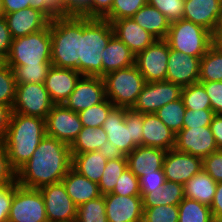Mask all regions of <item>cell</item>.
<instances>
[{
    "label": "cell",
    "mask_w": 222,
    "mask_h": 222,
    "mask_svg": "<svg viewBox=\"0 0 222 222\" xmlns=\"http://www.w3.org/2000/svg\"><path fill=\"white\" fill-rule=\"evenodd\" d=\"M71 164L70 145L46 135L32 157L17 170V183L35 189L59 183Z\"/></svg>",
    "instance_id": "obj_1"
},
{
    "label": "cell",
    "mask_w": 222,
    "mask_h": 222,
    "mask_svg": "<svg viewBox=\"0 0 222 222\" xmlns=\"http://www.w3.org/2000/svg\"><path fill=\"white\" fill-rule=\"evenodd\" d=\"M45 136V119L13 112L3 144L16 171L32 157Z\"/></svg>",
    "instance_id": "obj_2"
},
{
    "label": "cell",
    "mask_w": 222,
    "mask_h": 222,
    "mask_svg": "<svg viewBox=\"0 0 222 222\" xmlns=\"http://www.w3.org/2000/svg\"><path fill=\"white\" fill-rule=\"evenodd\" d=\"M52 40L51 63L59 68L75 69L81 74V38L83 16L54 18L49 24Z\"/></svg>",
    "instance_id": "obj_3"
},
{
    "label": "cell",
    "mask_w": 222,
    "mask_h": 222,
    "mask_svg": "<svg viewBox=\"0 0 222 222\" xmlns=\"http://www.w3.org/2000/svg\"><path fill=\"white\" fill-rule=\"evenodd\" d=\"M114 36L111 22L83 16L81 38V75L102 77L103 50Z\"/></svg>",
    "instance_id": "obj_4"
},
{
    "label": "cell",
    "mask_w": 222,
    "mask_h": 222,
    "mask_svg": "<svg viewBox=\"0 0 222 222\" xmlns=\"http://www.w3.org/2000/svg\"><path fill=\"white\" fill-rule=\"evenodd\" d=\"M51 48L48 25L38 32L13 39L5 63L8 66L52 65Z\"/></svg>",
    "instance_id": "obj_5"
},
{
    "label": "cell",
    "mask_w": 222,
    "mask_h": 222,
    "mask_svg": "<svg viewBox=\"0 0 222 222\" xmlns=\"http://www.w3.org/2000/svg\"><path fill=\"white\" fill-rule=\"evenodd\" d=\"M165 40L172 50L201 59L214 43V35L201 25L181 19L170 23Z\"/></svg>",
    "instance_id": "obj_6"
},
{
    "label": "cell",
    "mask_w": 222,
    "mask_h": 222,
    "mask_svg": "<svg viewBox=\"0 0 222 222\" xmlns=\"http://www.w3.org/2000/svg\"><path fill=\"white\" fill-rule=\"evenodd\" d=\"M106 97L115 107L132 109L146 81L137 66L119 69L102 77Z\"/></svg>",
    "instance_id": "obj_7"
},
{
    "label": "cell",
    "mask_w": 222,
    "mask_h": 222,
    "mask_svg": "<svg viewBox=\"0 0 222 222\" xmlns=\"http://www.w3.org/2000/svg\"><path fill=\"white\" fill-rule=\"evenodd\" d=\"M8 222H48L39 189L23 187L15 182Z\"/></svg>",
    "instance_id": "obj_8"
},
{
    "label": "cell",
    "mask_w": 222,
    "mask_h": 222,
    "mask_svg": "<svg viewBox=\"0 0 222 222\" xmlns=\"http://www.w3.org/2000/svg\"><path fill=\"white\" fill-rule=\"evenodd\" d=\"M53 105L44 83L17 84L13 112L46 119Z\"/></svg>",
    "instance_id": "obj_9"
},
{
    "label": "cell",
    "mask_w": 222,
    "mask_h": 222,
    "mask_svg": "<svg viewBox=\"0 0 222 222\" xmlns=\"http://www.w3.org/2000/svg\"><path fill=\"white\" fill-rule=\"evenodd\" d=\"M170 48L165 39H157L135 57V65L146 82L165 81Z\"/></svg>",
    "instance_id": "obj_10"
},
{
    "label": "cell",
    "mask_w": 222,
    "mask_h": 222,
    "mask_svg": "<svg viewBox=\"0 0 222 222\" xmlns=\"http://www.w3.org/2000/svg\"><path fill=\"white\" fill-rule=\"evenodd\" d=\"M182 87L169 81L146 82L132 110L155 113L162 106L181 98Z\"/></svg>",
    "instance_id": "obj_11"
},
{
    "label": "cell",
    "mask_w": 222,
    "mask_h": 222,
    "mask_svg": "<svg viewBox=\"0 0 222 222\" xmlns=\"http://www.w3.org/2000/svg\"><path fill=\"white\" fill-rule=\"evenodd\" d=\"M46 135L71 145L82 130L77 112L63 104H54L45 119Z\"/></svg>",
    "instance_id": "obj_12"
},
{
    "label": "cell",
    "mask_w": 222,
    "mask_h": 222,
    "mask_svg": "<svg viewBox=\"0 0 222 222\" xmlns=\"http://www.w3.org/2000/svg\"><path fill=\"white\" fill-rule=\"evenodd\" d=\"M43 195L48 222H75L77 206L69 197L62 182L39 189Z\"/></svg>",
    "instance_id": "obj_13"
},
{
    "label": "cell",
    "mask_w": 222,
    "mask_h": 222,
    "mask_svg": "<svg viewBox=\"0 0 222 222\" xmlns=\"http://www.w3.org/2000/svg\"><path fill=\"white\" fill-rule=\"evenodd\" d=\"M105 84L99 76H81L73 92L63 105L74 112H81L106 99Z\"/></svg>",
    "instance_id": "obj_14"
},
{
    "label": "cell",
    "mask_w": 222,
    "mask_h": 222,
    "mask_svg": "<svg viewBox=\"0 0 222 222\" xmlns=\"http://www.w3.org/2000/svg\"><path fill=\"white\" fill-rule=\"evenodd\" d=\"M108 141L127 156L137 145L132 140L131 109L114 107L103 122Z\"/></svg>",
    "instance_id": "obj_15"
},
{
    "label": "cell",
    "mask_w": 222,
    "mask_h": 222,
    "mask_svg": "<svg viewBox=\"0 0 222 222\" xmlns=\"http://www.w3.org/2000/svg\"><path fill=\"white\" fill-rule=\"evenodd\" d=\"M174 149L201 159L218 151L210 126L182 128L176 134Z\"/></svg>",
    "instance_id": "obj_16"
},
{
    "label": "cell",
    "mask_w": 222,
    "mask_h": 222,
    "mask_svg": "<svg viewBox=\"0 0 222 222\" xmlns=\"http://www.w3.org/2000/svg\"><path fill=\"white\" fill-rule=\"evenodd\" d=\"M162 168L167 181L183 185L203 169L200 157L176 149L166 151Z\"/></svg>",
    "instance_id": "obj_17"
},
{
    "label": "cell",
    "mask_w": 222,
    "mask_h": 222,
    "mask_svg": "<svg viewBox=\"0 0 222 222\" xmlns=\"http://www.w3.org/2000/svg\"><path fill=\"white\" fill-rule=\"evenodd\" d=\"M108 222H142L143 203L140 195L122 196L113 193L104 195Z\"/></svg>",
    "instance_id": "obj_18"
},
{
    "label": "cell",
    "mask_w": 222,
    "mask_h": 222,
    "mask_svg": "<svg viewBox=\"0 0 222 222\" xmlns=\"http://www.w3.org/2000/svg\"><path fill=\"white\" fill-rule=\"evenodd\" d=\"M200 58L172 50L170 48L166 81L173 82L179 86L199 82Z\"/></svg>",
    "instance_id": "obj_19"
},
{
    "label": "cell",
    "mask_w": 222,
    "mask_h": 222,
    "mask_svg": "<svg viewBox=\"0 0 222 222\" xmlns=\"http://www.w3.org/2000/svg\"><path fill=\"white\" fill-rule=\"evenodd\" d=\"M222 17V0H185L183 19L201 25L213 35Z\"/></svg>",
    "instance_id": "obj_20"
},
{
    "label": "cell",
    "mask_w": 222,
    "mask_h": 222,
    "mask_svg": "<svg viewBox=\"0 0 222 222\" xmlns=\"http://www.w3.org/2000/svg\"><path fill=\"white\" fill-rule=\"evenodd\" d=\"M4 17L12 39L45 29L51 21L43 12L31 7L5 14Z\"/></svg>",
    "instance_id": "obj_21"
},
{
    "label": "cell",
    "mask_w": 222,
    "mask_h": 222,
    "mask_svg": "<svg viewBox=\"0 0 222 222\" xmlns=\"http://www.w3.org/2000/svg\"><path fill=\"white\" fill-rule=\"evenodd\" d=\"M82 75L75 69L51 66L44 85L54 104H63L73 92L77 81Z\"/></svg>",
    "instance_id": "obj_22"
},
{
    "label": "cell",
    "mask_w": 222,
    "mask_h": 222,
    "mask_svg": "<svg viewBox=\"0 0 222 222\" xmlns=\"http://www.w3.org/2000/svg\"><path fill=\"white\" fill-rule=\"evenodd\" d=\"M111 24L114 35L121 40L135 56L157 40L131 18L118 19L112 21Z\"/></svg>",
    "instance_id": "obj_23"
},
{
    "label": "cell",
    "mask_w": 222,
    "mask_h": 222,
    "mask_svg": "<svg viewBox=\"0 0 222 222\" xmlns=\"http://www.w3.org/2000/svg\"><path fill=\"white\" fill-rule=\"evenodd\" d=\"M176 134L155 113L143 114L142 146L168 151L175 147Z\"/></svg>",
    "instance_id": "obj_24"
},
{
    "label": "cell",
    "mask_w": 222,
    "mask_h": 222,
    "mask_svg": "<svg viewBox=\"0 0 222 222\" xmlns=\"http://www.w3.org/2000/svg\"><path fill=\"white\" fill-rule=\"evenodd\" d=\"M166 151L150 146H137L127 158L128 169L139 179L145 174L155 173L163 167Z\"/></svg>",
    "instance_id": "obj_25"
},
{
    "label": "cell",
    "mask_w": 222,
    "mask_h": 222,
    "mask_svg": "<svg viewBox=\"0 0 222 222\" xmlns=\"http://www.w3.org/2000/svg\"><path fill=\"white\" fill-rule=\"evenodd\" d=\"M61 182L77 207L102 196L97 183L79 174L72 167Z\"/></svg>",
    "instance_id": "obj_26"
},
{
    "label": "cell",
    "mask_w": 222,
    "mask_h": 222,
    "mask_svg": "<svg viewBox=\"0 0 222 222\" xmlns=\"http://www.w3.org/2000/svg\"><path fill=\"white\" fill-rule=\"evenodd\" d=\"M101 56L102 77L110 72L133 66L136 57L115 35L110 39Z\"/></svg>",
    "instance_id": "obj_27"
},
{
    "label": "cell",
    "mask_w": 222,
    "mask_h": 222,
    "mask_svg": "<svg viewBox=\"0 0 222 222\" xmlns=\"http://www.w3.org/2000/svg\"><path fill=\"white\" fill-rule=\"evenodd\" d=\"M131 19L156 39H165L170 28V21L166 16L148 3Z\"/></svg>",
    "instance_id": "obj_28"
},
{
    "label": "cell",
    "mask_w": 222,
    "mask_h": 222,
    "mask_svg": "<svg viewBox=\"0 0 222 222\" xmlns=\"http://www.w3.org/2000/svg\"><path fill=\"white\" fill-rule=\"evenodd\" d=\"M216 187L217 182L202 169L183 185L184 197L210 207L215 196Z\"/></svg>",
    "instance_id": "obj_29"
},
{
    "label": "cell",
    "mask_w": 222,
    "mask_h": 222,
    "mask_svg": "<svg viewBox=\"0 0 222 222\" xmlns=\"http://www.w3.org/2000/svg\"><path fill=\"white\" fill-rule=\"evenodd\" d=\"M71 156V167L79 174L98 184L108 160L98 151L71 154Z\"/></svg>",
    "instance_id": "obj_30"
},
{
    "label": "cell",
    "mask_w": 222,
    "mask_h": 222,
    "mask_svg": "<svg viewBox=\"0 0 222 222\" xmlns=\"http://www.w3.org/2000/svg\"><path fill=\"white\" fill-rule=\"evenodd\" d=\"M183 199V184L166 181L160 189L150 190V193L142 198V203L143 208H150L160 205H179Z\"/></svg>",
    "instance_id": "obj_31"
},
{
    "label": "cell",
    "mask_w": 222,
    "mask_h": 222,
    "mask_svg": "<svg viewBox=\"0 0 222 222\" xmlns=\"http://www.w3.org/2000/svg\"><path fill=\"white\" fill-rule=\"evenodd\" d=\"M106 141H108L107 133L102 127H82V130L70 145V152L71 154H80L97 151Z\"/></svg>",
    "instance_id": "obj_32"
},
{
    "label": "cell",
    "mask_w": 222,
    "mask_h": 222,
    "mask_svg": "<svg viewBox=\"0 0 222 222\" xmlns=\"http://www.w3.org/2000/svg\"><path fill=\"white\" fill-rule=\"evenodd\" d=\"M222 81V50L214 43L200 59L199 82Z\"/></svg>",
    "instance_id": "obj_33"
},
{
    "label": "cell",
    "mask_w": 222,
    "mask_h": 222,
    "mask_svg": "<svg viewBox=\"0 0 222 222\" xmlns=\"http://www.w3.org/2000/svg\"><path fill=\"white\" fill-rule=\"evenodd\" d=\"M178 208V222H216L212 216L211 208L196 200L184 197Z\"/></svg>",
    "instance_id": "obj_34"
},
{
    "label": "cell",
    "mask_w": 222,
    "mask_h": 222,
    "mask_svg": "<svg viewBox=\"0 0 222 222\" xmlns=\"http://www.w3.org/2000/svg\"><path fill=\"white\" fill-rule=\"evenodd\" d=\"M186 112L182 98L169 102L158 109L155 114L175 134L183 128V118Z\"/></svg>",
    "instance_id": "obj_35"
},
{
    "label": "cell",
    "mask_w": 222,
    "mask_h": 222,
    "mask_svg": "<svg viewBox=\"0 0 222 222\" xmlns=\"http://www.w3.org/2000/svg\"><path fill=\"white\" fill-rule=\"evenodd\" d=\"M128 168L127 158L108 160L98 183L102 195L111 193L119 176Z\"/></svg>",
    "instance_id": "obj_36"
},
{
    "label": "cell",
    "mask_w": 222,
    "mask_h": 222,
    "mask_svg": "<svg viewBox=\"0 0 222 222\" xmlns=\"http://www.w3.org/2000/svg\"><path fill=\"white\" fill-rule=\"evenodd\" d=\"M181 98L186 109H211L209 96L200 82L183 87Z\"/></svg>",
    "instance_id": "obj_37"
},
{
    "label": "cell",
    "mask_w": 222,
    "mask_h": 222,
    "mask_svg": "<svg viewBox=\"0 0 222 222\" xmlns=\"http://www.w3.org/2000/svg\"><path fill=\"white\" fill-rule=\"evenodd\" d=\"M114 107L113 103L106 98L103 102L79 112L78 115L82 126L92 128L102 127L103 122Z\"/></svg>",
    "instance_id": "obj_38"
},
{
    "label": "cell",
    "mask_w": 222,
    "mask_h": 222,
    "mask_svg": "<svg viewBox=\"0 0 222 222\" xmlns=\"http://www.w3.org/2000/svg\"><path fill=\"white\" fill-rule=\"evenodd\" d=\"M75 222H108L104 195L78 206Z\"/></svg>",
    "instance_id": "obj_39"
},
{
    "label": "cell",
    "mask_w": 222,
    "mask_h": 222,
    "mask_svg": "<svg viewBox=\"0 0 222 222\" xmlns=\"http://www.w3.org/2000/svg\"><path fill=\"white\" fill-rule=\"evenodd\" d=\"M52 65L10 66L13 69L17 84L44 83Z\"/></svg>",
    "instance_id": "obj_40"
},
{
    "label": "cell",
    "mask_w": 222,
    "mask_h": 222,
    "mask_svg": "<svg viewBox=\"0 0 222 222\" xmlns=\"http://www.w3.org/2000/svg\"><path fill=\"white\" fill-rule=\"evenodd\" d=\"M17 83L13 69L6 63L0 66V105L13 107Z\"/></svg>",
    "instance_id": "obj_41"
},
{
    "label": "cell",
    "mask_w": 222,
    "mask_h": 222,
    "mask_svg": "<svg viewBox=\"0 0 222 222\" xmlns=\"http://www.w3.org/2000/svg\"><path fill=\"white\" fill-rule=\"evenodd\" d=\"M148 0H114L111 11L103 18L109 22L132 18Z\"/></svg>",
    "instance_id": "obj_42"
},
{
    "label": "cell",
    "mask_w": 222,
    "mask_h": 222,
    "mask_svg": "<svg viewBox=\"0 0 222 222\" xmlns=\"http://www.w3.org/2000/svg\"><path fill=\"white\" fill-rule=\"evenodd\" d=\"M178 205H160L156 207L143 208L142 222H178Z\"/></svg>",
    "instance_id": "obj_43"
},
{
    "label": "cell",
    "mask_w": 222,
    "mask_h": 222,
    "mask_svg": "<svg viewBox=\"0 0 222 222\" xmlns=\"http://www.w3.org/2000/svg\"><path fill=\"white\" fill-rule=\"evenodd\" d=\"M30 7L43 12L50 20L71 16L64 0H31Z\"/></svg>",
    "instance_id": "obj_44"
},
{
    "label": "cell",
    "mask_w": 222,
    "mask_h": 222,
    "mask_svg": "<svg viewBox=\"0 0 222 222\" xmlns=\"http://www.w3.org/2000/svg\"><path fill=\"white\" fill-rule=\"evenodd\" d=\"M147 3L157 8L170 23L183 19L185 0H148Z\"/></svg>",
    "instance_id": "obj_45"
},
{
    "label": "cell",
    "mask_w": 222,
    "mask_h": 222,
    "mask_svg": "<svg viewBox=\"0 0 222 222\" xmlns=\"http://www.w3.org/2000/svg\"><path fill=\"white\" fill-rule=\"evenodd\" d=\"M111 193L122 196L140 195L139 179L127 168L121 176H119Z\"/></svg>",
    "instance_id": "obj_46"
},
{
    "label": "cell",
    "mask_w": 222,
    "mask_h": 222,
    "mask_svg": "<svg viewBox=\"0 0 222 222\" xmlns=\"http://www.w3.org/2000/svg\"><path fill=\"white\" fill-rule=\"evenodd\" d=\"M214 116L212 109L191 110L186 109L183 118V128L210 126Z\"/></svg>",
    "instance_id": "obj_47"
},
{
    "label": "cell",
    "mask_w": 222,
    "mask_h": 222,
    "mask_svg": "<svg viewBox=\"0 0 222 222\" xmlns=\"http://www.w3.org/2000/svg\"><path fill=\"white\" fill-rule=\"evenodd\" d=\"M163 168L155 173L145 174L139 178L140 196L143 198L150 190L160 189L166 183Z\"/></svg>",
    "instance_id": "obj_48"
},
{
    "label": "cell",
    "mask_w": 222,
    "mask_h": 222,
    "mask_svg": "<svg viewBox=\"0 0 222 222\" xmlns=\"http://www.w3.org/2000/svg\"><path fill=\"white\" fill-rule=\"evenodd\" d=\"M202 167L214 181L222 182V150L213 152L203 158Z\"/></svg>",
    "instance_id": "obj_49"
},
{
    "label": "cell",
    "mask_w": 222,
    "mask_h": 222,
    "mask_svg": "<svg viewBox=\"0 0 222 222\" xmlns=\"http://www.w3.org/2000/svg\"><path fill=\"white\" fill-rule=\"evenodd\" d=\"M17 181V171L11 166L3 142H0V186Z\"/></svg>",
    "instance_id": "obj_50"
},
{
    "label": "cell",
    "mask_w": 222,
    "mask_h": 222,
    "mask_svg": "<svg viewBox=\"0 0 222 222\" xmlns=\"http://www.w3.org/2000/svg\"><path fill=\"white\" fill-rule=\"evenodd\" d=\"M209 96L214 114H222V81L200 82Z\"/></svg>",
    "instance_id": "obj_51"
},
{
    "label": "cell",
    "mask_w": 222,
    "mask_h": 222,
    "mask_svg": "<svg viewBox=\"0 0 222 222\" xmlns=\"http://www.w3.org/2000/svg\"><path fill=\"white\" fill-rule=\"evenodd\" d=\"M15 183L0 186V222H8Z\"/></svg>",
    "instance_id": "obj_52"
},
{
    "label": "cell",
    "mask_w": 222,
    "mask_h": 222,
    "mask_svg": "<svg viewBox=\"0 0 222 222\" xmlns=\"http://www.w3.org/2000/svg\"><path fill=\"white\" fill-rule=\"evenodd\" d=\"M113 2L114 0H91L89 7L81 16L103 19L111 11Z\"/></svg>",
    "instance_id": "obj_53"
},
{
    "label": "cell",
    "mask_w": 222,
    "mask_h": 222,
    "mask_svg": "<svg viewBox=\"0 0 222 222\" xmlns=\"http://www.w3.org/2000/svg\"><path fill=\"white\" fill-rule=\"evenodd\" d=\"M12 36L5 17H0V57L5 61L9 55Z\"/></svg>",
    "instance_id": "obj_54"
},
{
    "label": "cell",
    "mask_w": 222,
    "mask_h": 222,
    "mask_svg": "<svg viewBox=\"0 0 222 222\" xmlns=\"http://www.w3.org/2000/svg\"><path fill=\"white\" fill-rule=\"evenodd\" d=\"M143 114L131 109L132 140L137 146H142Z\"/></svg>",
    "instance_id": "obj_55"
},
{
    "label": "cell",
    "mask_w": 222,
    "mask_h": 222,
    "mask_svg": "<svg viewBox=\"0 0 222 222\" xmlns=\"http://www.w3.org/2000/svg\"><path fill=\"white\" fill-rule=\"evenodd\" d=\"M13 108L10 106L0 105V142H3L7 129L10 125Z\"/></svg>",
    "instance_id": "obj_56"
},
{
    "label": "cell",
    "mask_w": 222,
    "mask_h": 222,
    "mask_svg": "<svg viewBox=\"0 0 222 222\" xmlns=\"http://www.w3.org/2000/svg\"><path fill=\"white\" fill-rule=\"evenodd\" d=\"M97 151L107 160L126 158L121 150H119L118 147L112 144L110 141L104 142Z\"/></svg>",
    "instance_id": "obj_57"
},
{
    "label": "cell",
    "mask_w": 222,
    "mask_h": 222,
    "mask_svg": "<svg viewBox=\"0 0 222 222\" xmlns=\"http://www.w3.org/2000/svg\"><path fill=\"white\" fill-rule=\"evenodd\" d=\"M210 208L212 216L217 222L222 217V182L217 183L215 196Z\"/></svg>",
    "instance_id": "obj_58"
},
{
    "label": "cell",
    "mask_w": 222,
    "mask_h": 222,
    "mask_svg": "<svg viewBox=\"0 0 222 222\" xmlns=\"http://www.w3.org/2000/svg\"><path fill=\"white\" fill-rule=\"evenodd\" d=\"M210 128L218 150H222V114H214L210 123Z\"/></svg>",
    "instance_id": "obj_59"
},
{
    "label": "cell",
    "mask_w": 222,
    "mask_h": 222,
    "mask_svg": "<svg viewBox=\"0 0 222 222\" xmlns=\"http://www.w3.org/2000/svg\"><path fill=\"white\" fill-rule=\"evenodd\" d=\"M71 15H81L90 5L91 0H64Z\"/></svg>",
    "instance_id": "obj_60"
},
{
    "label": "cell",
    "mask_w": 222,
    "mask_h": 222,
    "mask_svg": "<svg viewBox=\"0 0 222 222\" xmlns=\"http://www.w3.org/2000/svg\"><path fill=\"white\" fill-rule=\"evenodd\" d=\"M31 0H2L4 15L30 7Z\"/></svg>",
    "instance_id": "obj_61"
},
{
    "label": "cell",
    "mask_w": 222,
    "mask_h": 222,
    "mask_svg": "<svg viewBox=\"0 0 222 222\" xmlns=\"http://www.w3.org/2000/svg\"><path fill=\"white\" fill-rule=\"evenodd\" d=\"M214 44L222 50V32H216L214 34Z\"/></svg>",
    "instance_id": "obj_62"
},
{
    "label": "cell",
    "mask_w": 222,
    "mask_h": 222,
    "mask_svg": "<svg viewBox=\"0 0 222 222\" xmlns=\"http://www.w3.org/2000/svg\"><path fill=\"white\" fill-rule=\"evenodd\" d=\"M4 16V10H3V5H2V0H0V17Z\"/></svg>",
    "instance_id": "obj_63"
},
{
    "label": "cell",
    "mask_w": 222,
    "mask_h": 222,
    "mask_svg": "<svg viewBox=\"0 0 222 222\" xmlns=\"http://www.w3.org/2000/svg\"><path fill=\"white\" fill-rule=\"evenodd\" d=\"M216 32H222V17L220 18V23Z\"/></svg>",
    "instance_id": "obj_64"
},
{
    "label": "cell",
    "mask_w": 222,
    "mask_h": 222,
    "mask_svg": "<svg viewBox=\"0 0 222 222\" xmlns=\"http://www.w3.org/2000/svg\"><path fill=\"white\" fill-rule=\"evenodd\" d=\"M4 63H5V61L0 57V66Z\"/></svg>",
    "instance_id": "obj_65"
}]
</instances>
